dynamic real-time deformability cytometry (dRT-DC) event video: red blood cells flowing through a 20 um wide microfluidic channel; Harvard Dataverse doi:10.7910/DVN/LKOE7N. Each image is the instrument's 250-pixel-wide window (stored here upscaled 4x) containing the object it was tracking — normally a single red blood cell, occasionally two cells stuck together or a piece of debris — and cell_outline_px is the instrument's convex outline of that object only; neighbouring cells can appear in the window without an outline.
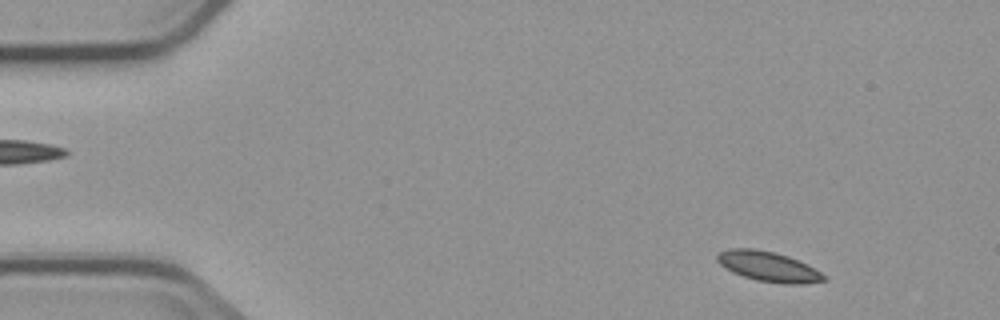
{"species": "common noctule bat (a hibernating species)", "species_latin": "Nyctalus noctula", "temperature_condition": "cold", "stored_images_in_passage": 10, "camera_frame_rate_fps": 3000, "um_per_image_px": 0.085, "animal": {"sex": "male", "body_mass_g": 23.1, "forearm_length_mm": 52.7}, "frame": {"image": 1, "passage_image": 1, "time_ms": 0.0, "image_size_px": [1000, 320], "cell_outline_px": [[828, 280], [804, 284], [784, 284], [756, 280], [732, 272], [720, 264], [716, 260], [716, 256], [720, 252], [728, 248], [756, 248], [776, 252], [788, 256], [828, 276]], "centroid_in_image_um": [65.3, 22.65], "position_along_channel_um": 19.7, "area_um2": 18.67}}
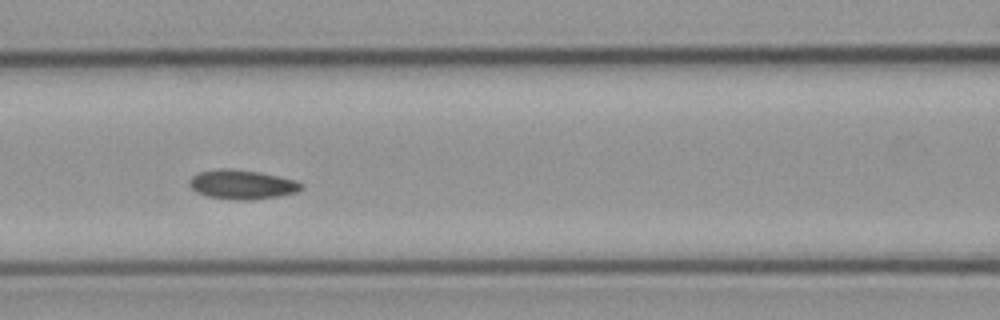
{"frame": {"image": 2, "passage_image": 6, "time_ms": 6.0, "image_size_px": [1000, 320], "cell_outline_px": [[304, 188], [296, 192], [280, 196], [248, 200], [232, 200], [208, 196], [196, 192], [188, 184], [188, 180], [192, 176], [200, 172], [224, 168], [228, 168], [260, 172], [296, 180], [304, 184]], "centroid_in_image_um": [20.59, 15.69], "position_along_channel_um": 146.0, "area_um2": 19.19}}
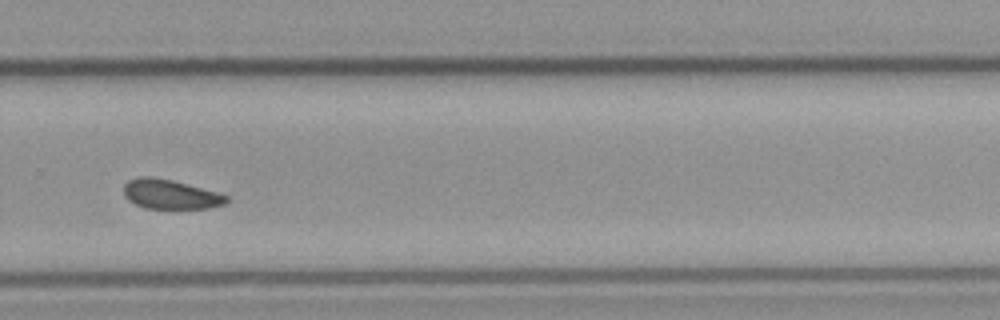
{"frame": {"image": 3, "passage_image": 10, "time_ms": 10.667, "image_size_px": [1000, 320], "cell_outline_px": [[228, 200], [224, 204], [208, 208], [144, 208], [128, 200], [124, 196], [124, 184], [128, 180], [140, 176], [152, 176], [172, 180], [220, 192], [228, 196]], "centroid_in_image_um": [14.48, 16.5], "position_along_channel_um": 315.3, "area_um2": 17.74}}